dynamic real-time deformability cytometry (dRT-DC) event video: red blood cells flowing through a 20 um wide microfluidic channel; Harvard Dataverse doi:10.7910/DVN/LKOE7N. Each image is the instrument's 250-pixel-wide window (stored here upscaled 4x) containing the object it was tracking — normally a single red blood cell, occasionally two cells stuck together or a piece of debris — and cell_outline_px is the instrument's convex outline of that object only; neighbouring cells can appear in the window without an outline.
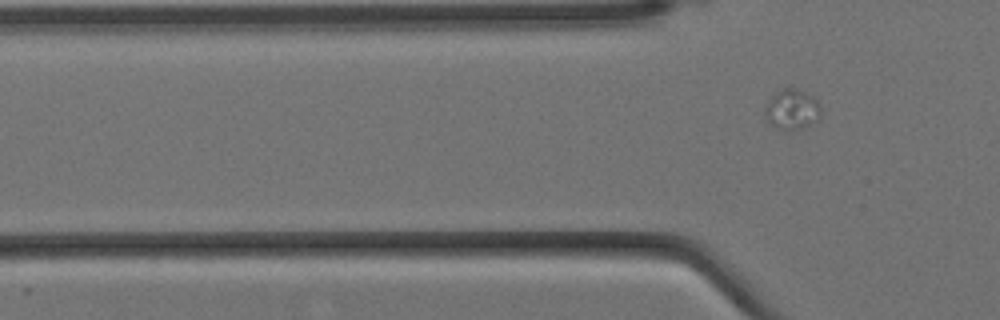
{"species": "Egyptian fruit bat (a non-hibernating species)", "species_latin": "Rousettus aegyptiacus", "temperature_condition": "cold", "stored_images_in_passage": 4, "camera_frame_rate_fps": 3000, "um_per_image_px": 0.085, "animal": {"sex": "female"}, "frame": {"image": 1, "passage_image": 4, "time_ms": 1.0, "image_size_px": [1000, 320], "cell_outline_px": [[820, 120], [804, 128], [788, 132], [776, 128], [764, 116], [764, 112], [768, 100], [780, 88], [796, 88], [812, 96], [816, 100], [820, 108]], "centroid_in_image_um": [67.32, 9.33], "position_along_channel_um": 58.5, "area_um2": 13.35}}